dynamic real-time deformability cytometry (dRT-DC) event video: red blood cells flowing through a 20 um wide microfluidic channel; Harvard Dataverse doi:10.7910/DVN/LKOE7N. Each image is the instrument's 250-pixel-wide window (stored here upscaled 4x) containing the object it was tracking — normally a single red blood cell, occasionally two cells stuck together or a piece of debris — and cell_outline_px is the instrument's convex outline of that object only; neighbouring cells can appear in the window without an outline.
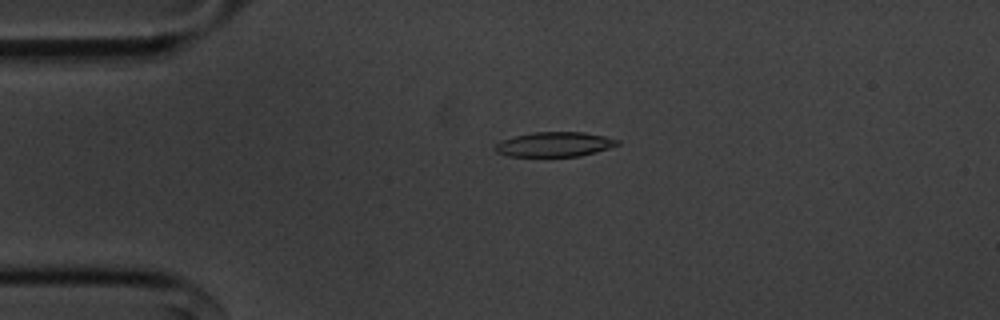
{"species": "common noctule bat (a hibernating species)", "species_latin": "Nyctalus noctula", "temperature_condition": "cold", "stored_images_in_passage": 49, "camera_frame_rate_fps": 3000, "um_per_image_px": 0.085, "animal": {"sex": "male", "body_mass_g": 20.1, "forearm_length_mm": 53.5}, "frame": {"image": 1, "passage_image": 6, "time_ms": 1.667, "image_size_px": [1000, 320], "cell_outline_px": [[620, 144], [596, 152], [580, 156], [508, 156], [496, 152], [492, 148], [500, 140], [516, 136], [536, 132], [584, 132], [604, 136], [620, 140]], "centroid_in_image_um": [47.12, 12.27], "position_along_channel_um": 37.9, "area_um2": 17.57}}
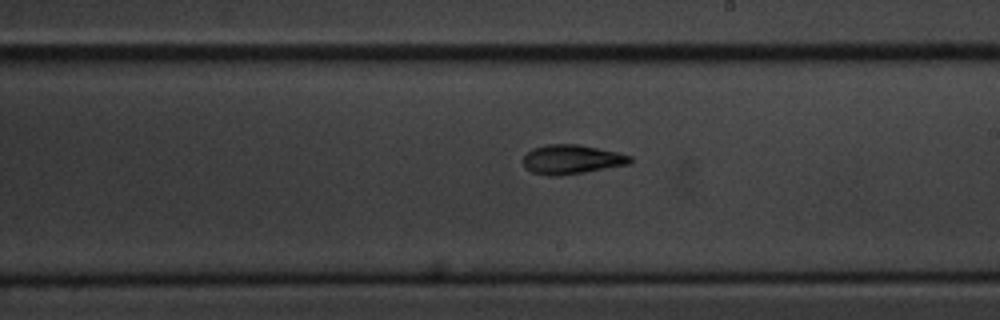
{"frame": {"image": 2, "passage_image": 25, "time_ms": 8.0, "image_size_px": [1000, 320], "cell_outline_px": [[632, 164], [560, 176], [548, 176], [532, 172], [524, 168], [524, 156], [532, 148], [548, 144], [576, 144], [616, 152], [632, 156]], "centroid_in_image_um": [48.59, 13.56], "position_along_channel_um": 240.4, "area_um2": 18.26}}
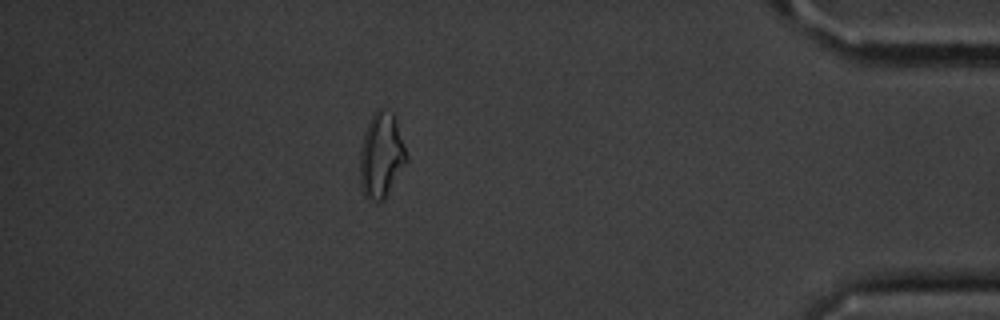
{"frame": {"image": 3, "passage_image": 42, "time_ms": 13.667, "image_size_px": [1000, 320], "cell_outline_px": [[408, 160], [384, 200], [380, 204], [368, 200], [364, 196], [360, 184], [360, 152], [364, 132], [376, 108], [384, 108], [392, 112], [396, 120], [408, 156]], "centroid_in_image_um": [32.41, 13.24], "position_along_channel_um": 402.8, "area_um2": 23.35}, "authors_computed_cell_mechanics": {"area_um2": 18.207, "velocity_mm_per_s": 3.6383, "shape_relaxation_time_tau1_ms": 3.3963, "shape_relaxation_time_tau2_ms": 3.9448, "deformation_change_tau1": 0.1189, "deformation_change_tau2": 0.1195}}